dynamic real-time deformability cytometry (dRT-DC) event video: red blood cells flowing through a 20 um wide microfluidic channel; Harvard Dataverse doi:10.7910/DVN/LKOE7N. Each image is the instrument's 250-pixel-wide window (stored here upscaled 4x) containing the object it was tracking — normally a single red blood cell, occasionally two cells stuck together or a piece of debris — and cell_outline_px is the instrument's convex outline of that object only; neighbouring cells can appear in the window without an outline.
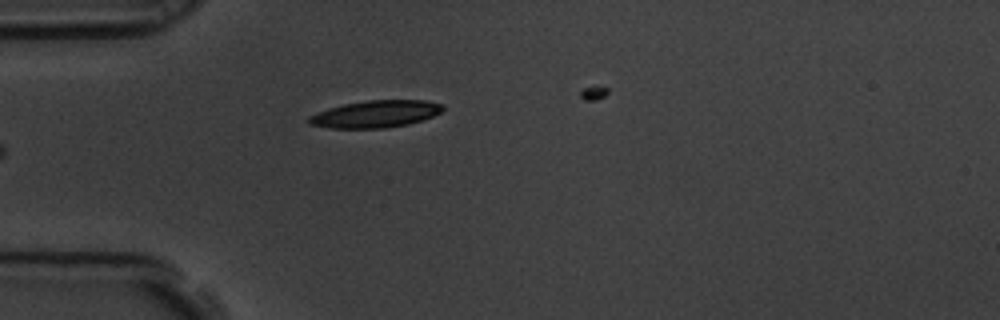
{"species": "common noctule bat (a hibernating species)", "species_latin": "Nyctalus noctula", "temperature_condition": "room temperature", "stored_images_in_passage": 6, "camera_frame_rate_fps": 3000, "um_per_image_px": 0.085, "animal": {"sex": "male", "body_mass_g": 19.5, "forearm_length_mm": 54.6}, "frame": {"image": 1, "passage_image": 6, "time_ms": 1.667, "image_size_px": [1000, 320], "cell_outline_px": [[444, 108], [440, 112], [432, 116], [408, 124], [384, 128], [332, 128], [308, 124], [308, 116], [316, 112], [328, 108], [344, 104], [368, 100], [424, 100], [440, 104]], "centroid_in_image_um": [31.86, 9.69], "position_along_channel_um": 53.1, "area_um2": 20.98}}